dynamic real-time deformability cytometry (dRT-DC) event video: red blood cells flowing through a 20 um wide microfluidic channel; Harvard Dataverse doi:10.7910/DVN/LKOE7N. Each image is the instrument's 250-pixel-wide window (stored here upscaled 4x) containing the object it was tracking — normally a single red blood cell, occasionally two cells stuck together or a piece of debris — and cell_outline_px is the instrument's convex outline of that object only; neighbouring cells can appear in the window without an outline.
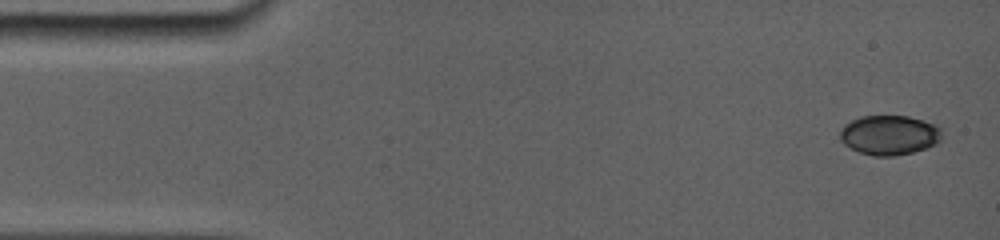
{"species": "common noctule bat (a hibernating species)", "species_latin": "Nyctalus noctula", "temperature_condition": "room temperature", "stored_images_in_passage": 19, "camera_frame_rate_fps": 5000, "um_per_image_px": 0.085, "animal": {"sex": "female", "body_mass_g": 19.0, "forearm_length_mm": 56.7}, "frame": {"image": 1, "passage_image": 1, "time_ms": 0.0, "image_size_px": [1000, 240], "cell_outline_px": [[936, 140], [932, 144], [924, 148], [912, 152], [884, 156], [880, 156], [864, 152], [852, 148], [840, 136], [840, 132], [852, 120], [864, 116], [908, 116], [932, 124], [936, 128]], "centroid_in_image_um": [75.53, 11.46], "position_along_channel_um": 9.5, "area_um2": 21.85}}
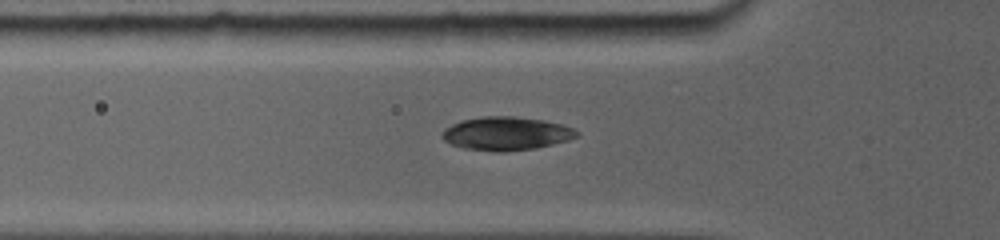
{"frame": {"image": 2, "passage_image": 14, "time_ms": 4.8, "image_size_px": [1000, 240], "cell_outline_px": [[576, 136], [568, 140], [532, 148], [504, 152], [496, 152], [464, 148], [452, 144], [444, 140], [444, 132], [452, 124], [464, 120], [484, 116], [512, 116], [540, 120], [560, 124], [572, 128], [576, 132]], "centroid_in_image_um": [43.01, 11.35], "position_along_channel_um": 82.8, "area_um2": 25.43}}
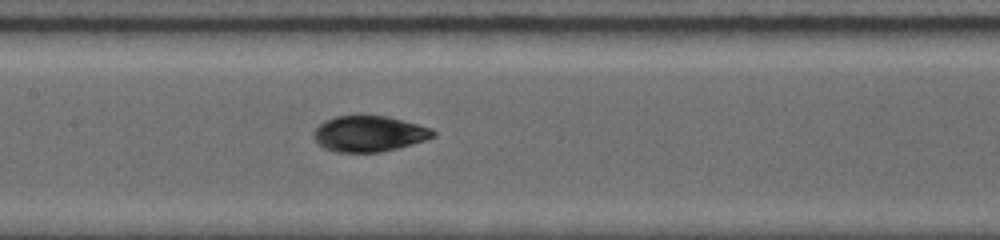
{"frame": {"image": 3, "passage_image": 19, "time_ms": 7.2, "image_size_px": [1000, 240], "cell_outline_px": [[436, 132], [432, 136], [424, 140], [396, 148], [380, 152], [336, 152], [324, 148], [316, 140], [316, 128], [320, 124], [336, 116], [388, 116], [416, 124], [428, 128]], "centroid_in_image_um": [31.36, 11.37], "position_along_channel_um": 176.0, "area_um2": 24.16}}